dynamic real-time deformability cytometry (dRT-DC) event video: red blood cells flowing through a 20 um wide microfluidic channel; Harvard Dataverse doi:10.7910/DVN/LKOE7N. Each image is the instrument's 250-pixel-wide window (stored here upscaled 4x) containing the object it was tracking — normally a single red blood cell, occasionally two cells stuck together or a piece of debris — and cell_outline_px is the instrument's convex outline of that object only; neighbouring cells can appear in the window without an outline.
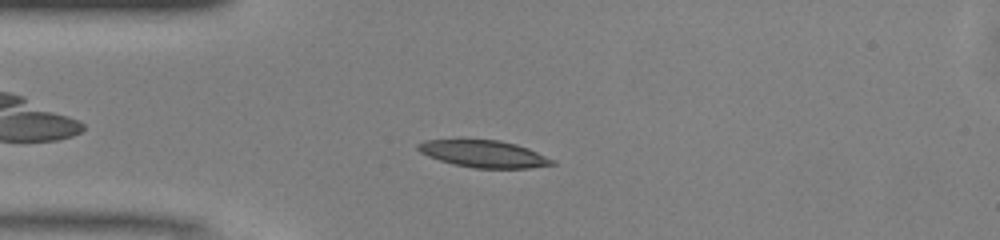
{"species": "common noctule bat (a hibernating species)", "species_latin": "Nyctalus noctula", "temperature_condition": "warm", "stored_images_in_passage": 45, "camera_frame_rate_fps": 3000, "um_per_image_px": 0.085, "animal": {"sex": "male", "body_mass_g": 13.0, "forearm_length_mm": 53.1}, "frame": {"image": 1, "passage_image": 8, "time_ms": 2.333, "image_size_px": [1000, 240], "cell_outline_px": [[556, 164], [528, 168], [472, 168], [440, 160], [428, 156], [420, 152], [416, 148], [416, 144], [424, 140], [500, 140], [516, 144], [528, 148], [556, 160]], "centroid_in_image_um": [41.14, 13.08], "position_along_channel_um": 43.9, "area_um2": 21.1}}
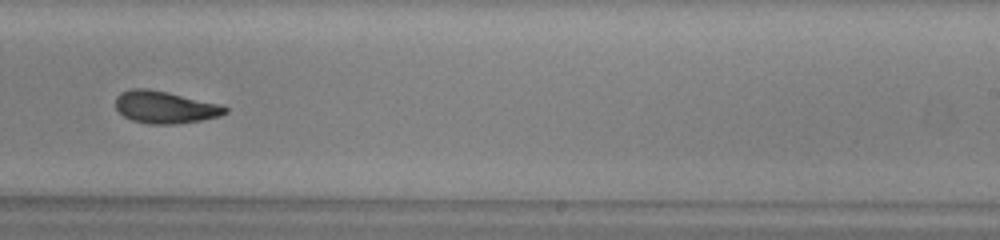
{"frame": {"image": 2, "passage_image": 26, "time_ms": 8.333, "image_size_px": [1000, 240], "cell_outline_px": [[228, 112], [220, 116], [200, 120], [176, 124], [148, 124], [132, 120], [124, 116], [116, 108], [116, 96], [120, 92], [132, 88], [148, 88], [168, 92], [220, 104], [228, 108]], "centroid_in_image_um": [14.01, 9.1], "position_along_channel_um": 275.0, "area_um2": 20.63}}
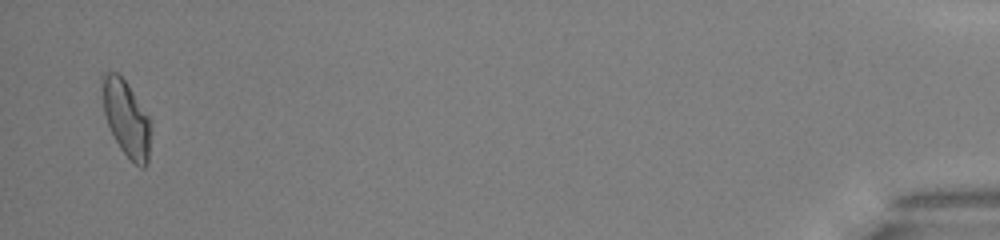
{"frame": {"image": 3, "passage_image": 44, "time_ms": 14.333, "image_size_px": [1000, 240], "cell_outline_px": [[148, 164], [144, 168], [140, 168], [120, 148], [108, 124], [104, 112], [100, 80], [100, 76], [104, 72], [116, 72], [128, 84], [148, 116]], "centroid_in_image_um": [10.68, 10.0], "position_along_channel_um": 424.5, "area_um2": 20.87}, "authors_computed_cell_mechanics": {"area_um2": 20.9236, "velocity_mm_per_s": 4.1166, "shape_relaxation_time_tau1_ms": 5.5729, "shape_relaxation_time_tau2_ms": 2.7743, "deformation_change_tau1": 0.188, "deformation_change_tau2": 0.1023}}